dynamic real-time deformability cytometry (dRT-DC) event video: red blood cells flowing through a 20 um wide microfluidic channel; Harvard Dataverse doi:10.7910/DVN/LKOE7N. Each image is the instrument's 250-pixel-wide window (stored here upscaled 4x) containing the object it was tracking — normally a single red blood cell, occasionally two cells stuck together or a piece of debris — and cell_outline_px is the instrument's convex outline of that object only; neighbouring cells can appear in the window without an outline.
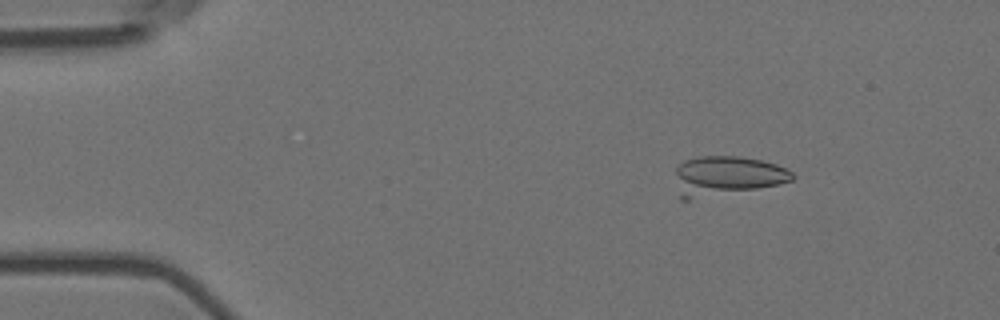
{"species": "Egyptian fruit bat (a non-hibernating species)", "species_latin": "Rousettus aegyptiacus", "temperature_condition": "room temperature", "stored_images_in_passage": 10, "camera_frame_rate_fps": 3000, "um_per_image_px": 0.085, "animal": {"sex": "female"}, "frame": {"image": 1, "passage_image": 3, "time_ms": 0.667, "image_size_px": [1000, 320], "cell_outline_px": [[796, 176], [792, 180], [776, 184], [756, 188], [688, 200], [680, 200], [676, 172], [676, 168], [684, 160], [696, 156], [740, 156], [760, 160], [776, 164], [792, 172]], "centroid_in_image_um": [61.73, 14.93], "position_along_channel_um": 23.3, "area_um2": 26.53}}